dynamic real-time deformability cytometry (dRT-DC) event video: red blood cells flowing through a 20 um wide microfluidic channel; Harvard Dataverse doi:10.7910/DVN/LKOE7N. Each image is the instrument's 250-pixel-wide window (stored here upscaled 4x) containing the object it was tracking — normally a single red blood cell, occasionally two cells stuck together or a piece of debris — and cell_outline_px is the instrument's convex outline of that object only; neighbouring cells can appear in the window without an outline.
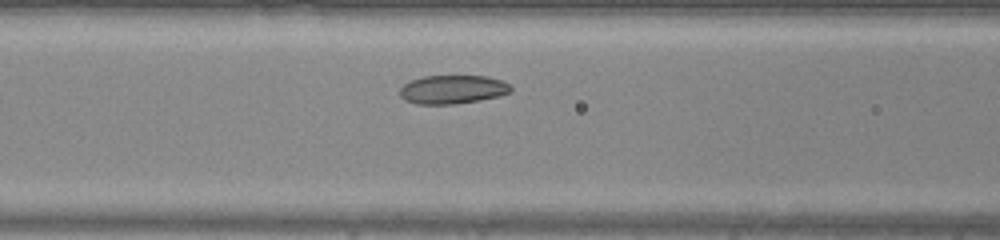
{"species": "common noctule bat (a hibernating species)", "species_latin": "Nyctalus noctula", "temperature_condition": "warm", "stored_images_in_passage": 25, "camera_frame_rate_fps": 3000, "um_per_image_px": 0.085, "animal": {"sex": "male", "body_mass_g": 20.0, "forearm_length_mm": 53.3}, "frame": {"image": 1, "passage_image": 6, "time_ms": 1.667, "image_size_px": [1000, 240], "cell_outline_px": [[512, 92], [480, 100], [452, 104], [416, 104], [404, 100], [400, 96], [400, 88], [404, 84], [412, 80], [424, 76], [488, 76], [500, 80], [508, 84], [512, 88]], "centroid_in_image_um": [38.45, 7.6], "position_along_channel_um": 128.1, "area_um2": 18.44}}
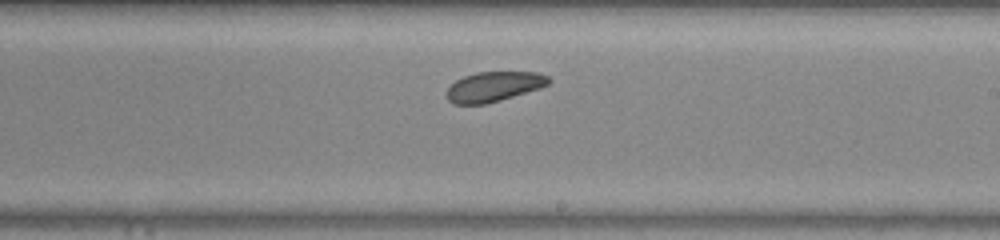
{"frame": {"image": 2, "passage_image": 14, "time_ms": 4.333, "image_size_px": [1000, 240], "cell_outline_px": [[552, 80], [548, 84], [540, 88], [500, 100], [484, 104], [452, 104], [448, 100], [448, 88], [456, 80], [464, 76], [476, 72], [540, 72], [548, 76]], "centroid_in_image_um": [42.0, 7.35], "position_along_channel_um": 247.0, "area_um2": 17.69}}
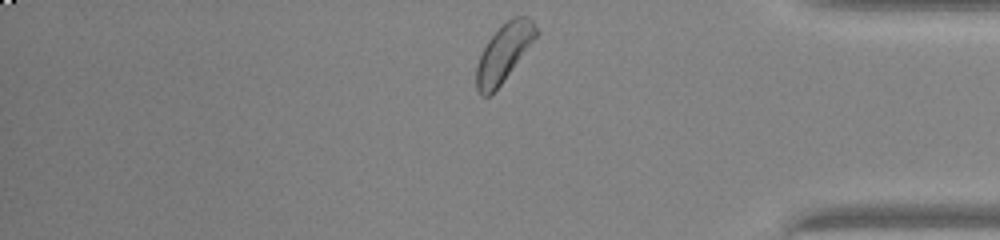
{"frame": {"image": 3, "passage_image": 25, "time_ms": 8.0, "image_size_px": [1000, 240], "cell_outline_px": [[540, 32], [500, 84], [488, 96], [480, 96], [476, 88], [476, 64], [488, 40], [512, 16], [528, 16], [532, 20]], "centroid_in_image_um": [42.82, 4.47], "position_along_channel_um": 392.4, "area_um2": 19.54}}